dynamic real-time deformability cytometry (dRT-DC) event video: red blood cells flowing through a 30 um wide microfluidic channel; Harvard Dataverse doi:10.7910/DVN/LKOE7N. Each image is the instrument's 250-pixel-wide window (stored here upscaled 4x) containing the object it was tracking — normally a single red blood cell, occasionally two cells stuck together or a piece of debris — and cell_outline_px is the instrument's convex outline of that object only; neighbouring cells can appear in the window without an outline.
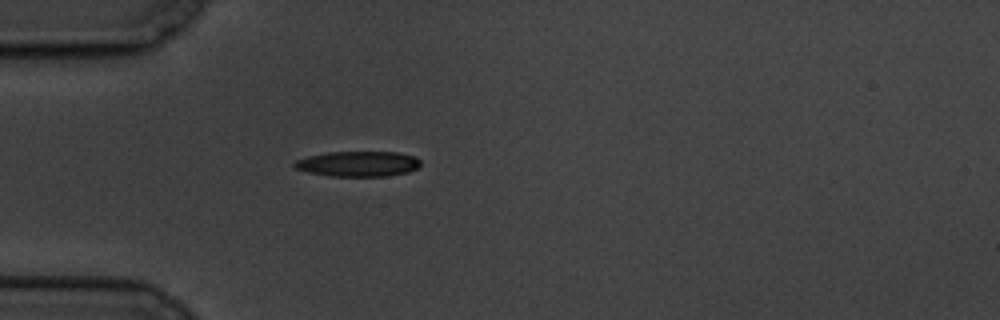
{"species": "common noctule bat (a hibernating species)", "species_latin": "Nyctalus noctula", "temperature_condition": "cold", "stored_images_in_passage": 1, "camera_frame_rate_fps": 3000, "um_per_image_px": 0.085, "animal": {"sex": "male", "body_mass_g": 19.5, "forearm_length_mm": 54.6}, "frame": {"image": 1, "passage_image": 1, "time_ms": 0.0, "image_size_px": [1000, 320], "cell_outline_px": [[420, 164], [416, 168], [408, 172], [384, 176], [332, 176], [308, 172], [296, 168], [292, 164], [296, 160], [308, 156], [328, 152], [396, 152], [416, 156], [420, 160]], "centroid_in_image_um": [30.44, 13.92], "position_along_channel_um": 54.6, "area_um2": 18.5}}